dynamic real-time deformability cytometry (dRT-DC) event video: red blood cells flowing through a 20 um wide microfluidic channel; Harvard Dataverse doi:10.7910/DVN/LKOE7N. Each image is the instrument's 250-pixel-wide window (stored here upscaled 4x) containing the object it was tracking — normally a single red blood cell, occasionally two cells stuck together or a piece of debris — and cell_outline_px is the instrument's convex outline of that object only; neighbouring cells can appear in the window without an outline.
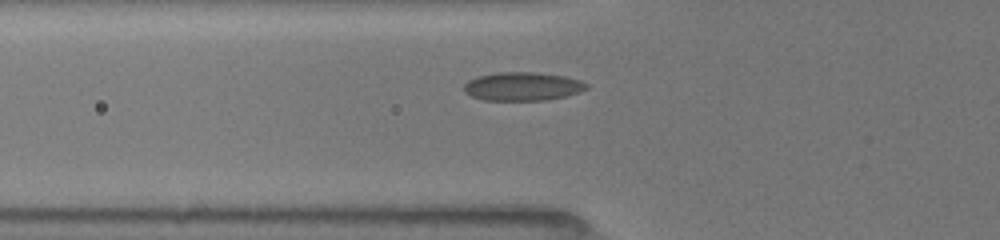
{"species": "common noctule bat (a hibernating species)", "species_latin": "Nyctalus noctula", "temperature_condition": "room temperature", "stored_images_in_passage": 5, "camera_frame_rate_fps": 3000, "um_per_image_px": 0.085, "animal": {"sex": "female", "body_mass_g": 19.5, "forearm_length_mm": 54.1}, "frame": {"image": 1, "passage_image": 2, "time_ms": 0.333, "image_size_px": [1000, 240], "cell_outline_px": [[588, 88], [580, 92], [548, 100], [484, 100], [472, 96], [464, 92], [464, 84], [468, 80], [480, 76], [496, 72], [532, 72], [564, 76], [580, 80], [588, 84]], "centroid_in_image_um": [44.42, 7.34], "position_along_channel_um": 81.4, "area_um2": 20.29}}
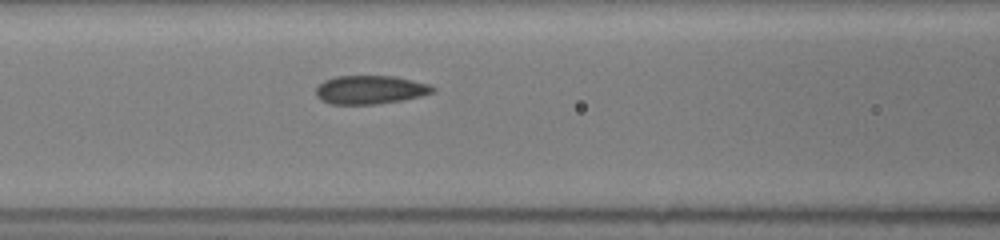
{"frame": {"image": 2, "passage_image": 5, "time_ms": 1.667, "image_size_px": [1000, 240], "cell_outline_px": [[436, 92], [404, 100], [376, 104], [332, 104], [320, 100], [316, 96], [316, 88], [324, 80], [336, 76], [396, 76], [428, 84], [436, 88]], "centroid_in_image_um": [31.48, 7.63], "position_along_channel_um": 135.1, "area_um2": 19.54}}